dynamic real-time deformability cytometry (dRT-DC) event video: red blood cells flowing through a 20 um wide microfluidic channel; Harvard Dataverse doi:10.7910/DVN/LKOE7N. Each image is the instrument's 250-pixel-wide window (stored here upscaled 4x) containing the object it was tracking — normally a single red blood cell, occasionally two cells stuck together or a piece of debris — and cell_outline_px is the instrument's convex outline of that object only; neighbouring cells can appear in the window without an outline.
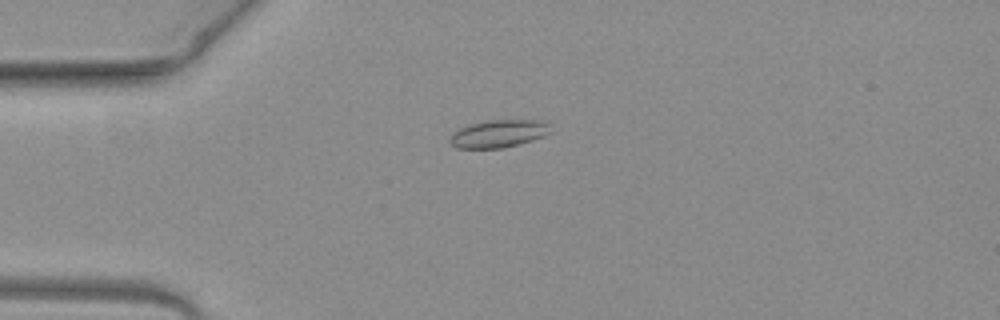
{"species": "common noctule bat (a hibernating species)", "species_latin": "Nyctalus noctula", "temperature_condition": "warm", "stored_images_in_passage": 4, "camera_frame_rate_fps": 3000, "um_per_image_px": 0.085, "animal": {"sex": "female", "body_mass_g": 19.3, "forearm_length_mm": 54.1}, "frame": {"image": 1, "passage_image": 1, "time_ms": 0.0, "image_size_px": [1000, 320], "cell_outline_px": [[552, 132], [544, 136], [532, 140], [504, 148], [456, 148], [448, 140], [460, 128], [472, 124], [488, 120], [544, 120], [548, 124]], "centroid_in_image_um": [42.43, 11.36], "position_along_channel_um": 42.6, "area_um2": 16.07}}